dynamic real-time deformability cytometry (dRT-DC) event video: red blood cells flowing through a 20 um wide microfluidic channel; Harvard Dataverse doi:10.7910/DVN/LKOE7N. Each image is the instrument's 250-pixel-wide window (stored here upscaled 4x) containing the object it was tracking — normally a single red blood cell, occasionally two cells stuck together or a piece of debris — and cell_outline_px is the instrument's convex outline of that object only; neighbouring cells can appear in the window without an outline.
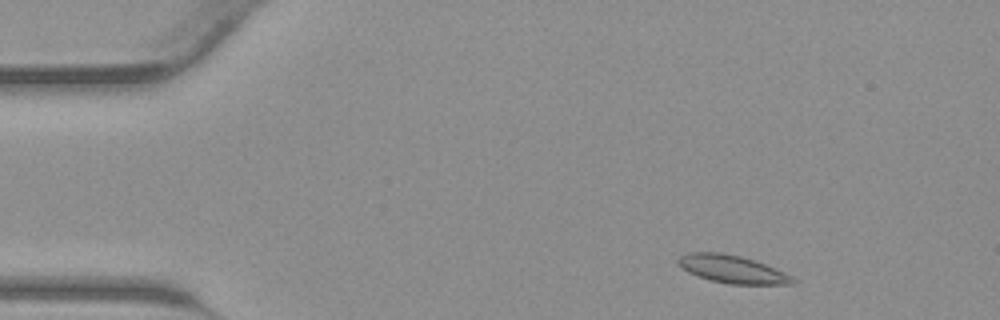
{"species": "common noctule bat (a hibernating species)", "species_latin": "Nyctalus noctula", "temperature_condition": "warm", "stored_images_in_passage": 40, "camera_frame_rate_fps": 3000, "um_per_image_px": 0.085, "animal": {"sex": "male", "body_mass_g": 23.1, "forearm_length_mm": 52.7}, "frame": {"image": 1, "passage_image": 3, "time_ms": 0.667, "image_size_px": [1000, 320], "cell_outline_px": [[796, 284], [728, 284], [712, 280], [688, 272], [676, 260], [680, 256], [688, 252], [720, 252], [740, 256], [756, 260], [784, 272], [792, 276], [796, 280]], "centroid_in_image_um": [62.28, 22.87], "position_along_channel_um": 22.7, "area_um2": 18.44}}
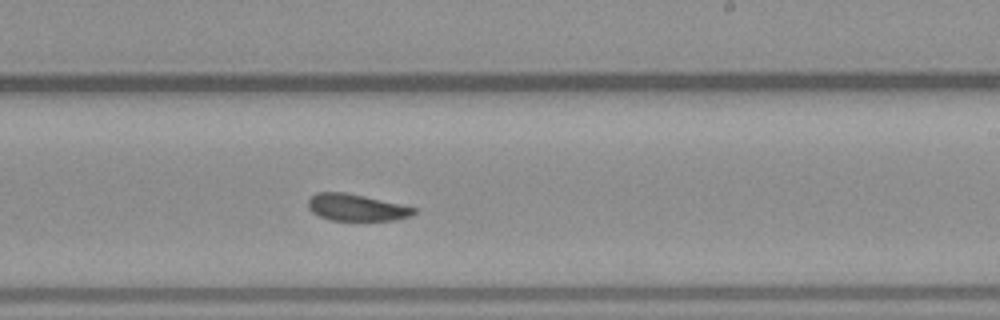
{"frame": {"image": 2, "passage_image": 23, "time_ms": 7.333, "image_size_px": [1000, 320], "cell_outline_px": [[416, 212], [412, 216], [396, 220], [328, 220], [312, 212], [308, 208], [308, 200], [316, 192], [344, 192], [364, 196], [400, 204], [416, 208]], "centroid_in_image_um": [30.29, 17.64], "position_along_channel_um": 258.7, "area_um2": 16.47}}
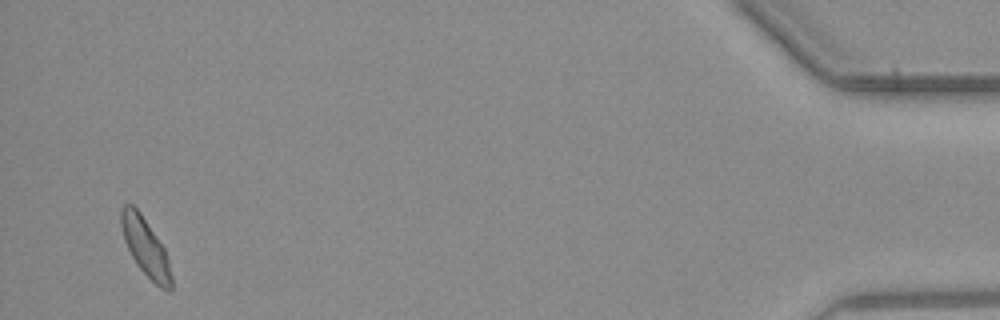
{"frame": {"image": 3, "passage_image": 39, "time_ms": 12.667, "image_size_px": [1000, 320], "cell_outline_px": [[172, 292], [168, 292], [160, 288], [140, 268], [132, 256], [124, 240], [120, 224], [120, 208], [124, 204], [132, 204], [140, 212], [164, 248], [168, 256], [172, 276]], "centroid_in_image_um": [12.38, 21.01], "position_along_channel_um": 422.8, "area_um2": 16.94}}